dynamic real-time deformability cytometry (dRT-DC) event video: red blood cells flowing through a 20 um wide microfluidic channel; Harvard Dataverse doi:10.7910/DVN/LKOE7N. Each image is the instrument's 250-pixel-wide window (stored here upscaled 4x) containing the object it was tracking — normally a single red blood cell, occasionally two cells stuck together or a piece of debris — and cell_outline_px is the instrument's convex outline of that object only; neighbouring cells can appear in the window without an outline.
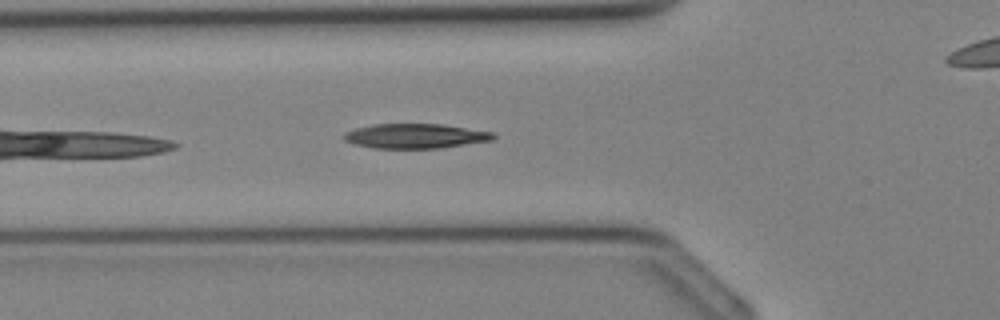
{"species": "Egyptian fruit bat (a non-hibernating species)", "species_latin": "Rousettus aegyptiacus", "temperature_condition": "cold", "stored_images_in_passage": 18, "camera_frame_rate_fps": 3000, "um_per_image_px": 0.085, "animal": {"sex": "female"}, "frame": {"image": 1, "passage_image": 3, "time_ms": 0.667, "image_size_px": [1000, 320], "cell_outline_px": [[496, 136], [492, 140], [440, 148], [372, 148], [356, 144], [344, 140], [344, 132], [356, 128], [372, 124], [444, 124], [492, 132]], "centroid_in_image_um": [35.29, 11.56], "position_along_channel_um": 90.5, "area_um2": 21.39}}
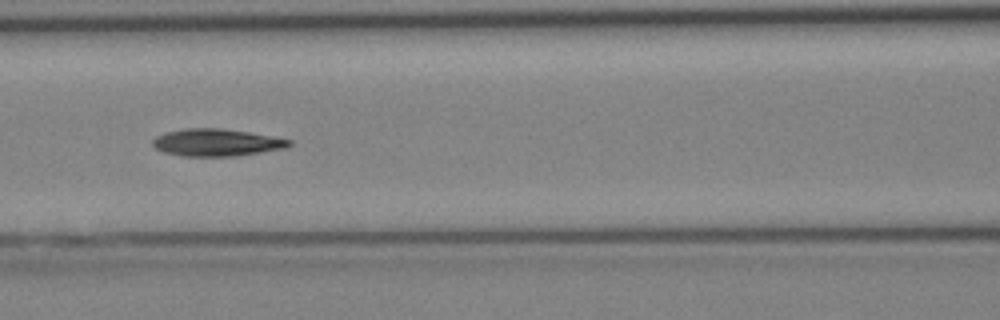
{"frame": {"image": 2, "passage_image": 6, "time_ms": 1.667, "image_size_px": [1000, 320], "cell_outline_px": [[292, 144], [288, 148], [236, 156], [180, 156], [164, 152], [156, 148], [152, 144], [152, 140], [156, 136], [164, 132], [184, 128], [220, 128], [248, 132], [292, 140]], "centroid_in_image_um": [18.4, 12.11], "position_along_channel_um": 148.2, "area_um2": 21.79}}
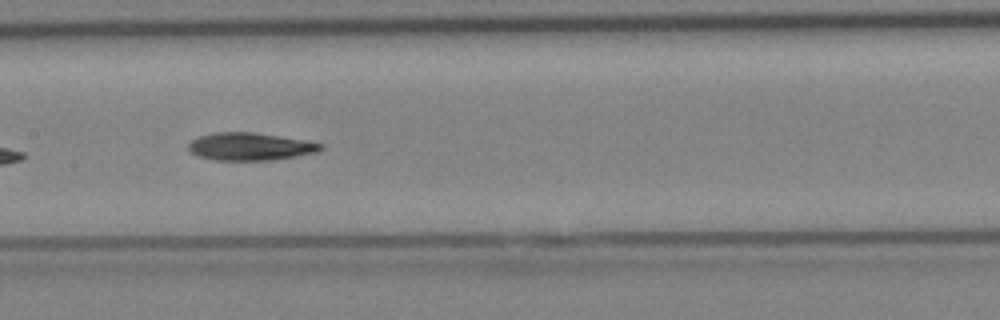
{"frame": {"image": 3, "passage_image": 8, "time_ms": 2.333, "image_size_px": [1000, 320], "cell_outline_px": [[324, 148], [316, 152], [268, 160], [216, 160], [200, 156], [192, 152], [188, 148], [188, 144], [192, 140], [200, 136], [216, 132], [256, 132], [304, 140], [324, 144]], "centroid_in_image_um": [21.26, 12.44], "position_along_channel_um": 186.1, "area_um2": 20.98}}